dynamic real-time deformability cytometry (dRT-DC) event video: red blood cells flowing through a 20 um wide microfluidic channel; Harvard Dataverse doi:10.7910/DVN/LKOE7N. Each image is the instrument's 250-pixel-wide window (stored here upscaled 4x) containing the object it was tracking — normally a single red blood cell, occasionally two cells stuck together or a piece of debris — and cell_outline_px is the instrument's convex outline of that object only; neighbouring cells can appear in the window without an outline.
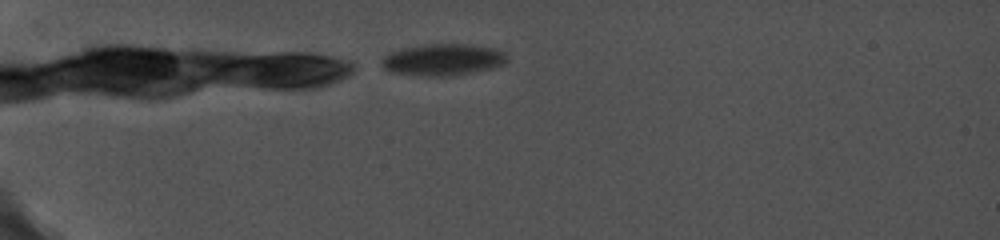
{"species": "common noctule bat (a hibernating species)", "species_latin": "Nyctalus noctula", "temperature_condition": "cold", "stored_images_in_passage": 64, "camera_frame_rate_fps": 5000, "um_per_image_px": 0.085, "animal": {"sex": "female", "body_mass_g": 19.0, "forearm_length_mm": 56.7}, "frame": {"image": 1, "passage_image": 1, "time_ms": 0.0, "image_size_px": [1000, 240], "cell_outline_px": [[508, 60], [504, 64], [492, 68], [468, 72], [436, 76], [392, 72], [384, 68], [380, 64], [380, 60], [388, 52], [420, 44], [468, 44], [496, 48], [504, 52], [508, 56]], "centroid_in_image_um": [37.64, 5.03], "position_along_channel_um": 47.4, "area_um2": 22.89}}
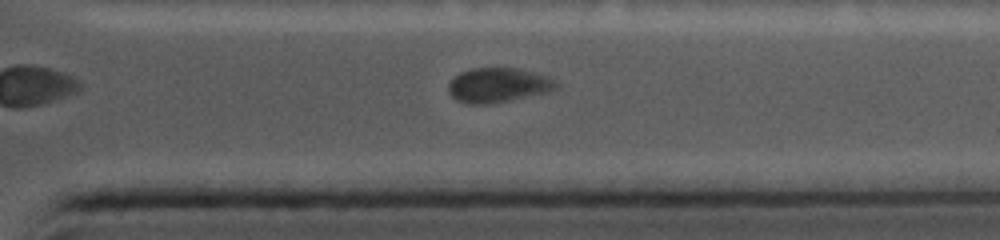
{"frame": {"image": 2, "passage_image": 54, "time_ms": 9.8, "image_size_px": [1000, 240], "cell_outline_px": [[556, 88], [548, 92], [488, 104], [468, 104], [456, 100], [448, 92], [448, 84], [460, 72], [472, 68], [516, 68], [548, 76], [556, 80]], "centroid_in_image_um": [42.31, 7.23], "position_along_channel_um": 369.1, "area_um2": 21.5}}
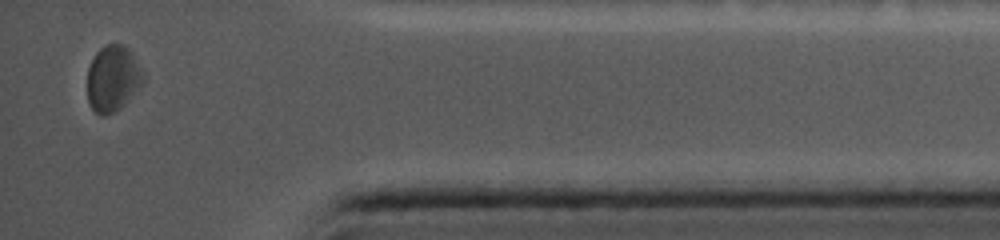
{"frame": {"image": 3, "passage_image": 62, "time_ms": 11.6, "image_size_px": [1000, 240], "cell_outline_px": [[144, 80], [140, 88], [120, 108], [104, 116], [100, 116], [92, 108], [88, 100], [88, 68], [96, 52], [104, 44], [124, 44], [132, 52], [144, 76]], "centroid_in_image_um": [9.59, 6.66], "position_along_channel_um": 425.6, "area_um2": 21.44}}